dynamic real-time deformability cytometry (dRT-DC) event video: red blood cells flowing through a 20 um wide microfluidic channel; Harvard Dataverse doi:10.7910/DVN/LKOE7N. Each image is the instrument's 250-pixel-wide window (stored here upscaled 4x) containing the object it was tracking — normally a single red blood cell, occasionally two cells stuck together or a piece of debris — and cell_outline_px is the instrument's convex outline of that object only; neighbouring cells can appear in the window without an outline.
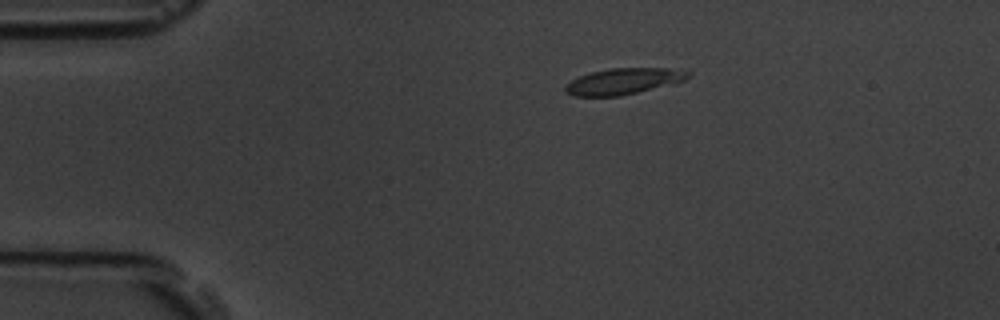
{"species": "common noctule bat (a hibernating species)", "species_latin": "Nyctalus noctula", "temperature_condition": "room temperature", "stored_images_in_passage": 3, "camera_frame_rate_fps": 3000, "um_per_image_px": 0.085, "animal": {"sex": "male", "body_mass_g": 19.5, "forearm_length_mm": 54.6}, "frame": {"image": 1, "passage_image": 1, "time_ms": 0.0, "image_size_px": [1000, 320], "cell_outline_px": [[692, 72], [684, 80], [676, 84], [620, 96], [572, 96], [564, 92], [564, 88], [572, 80], [580, 76], [592, 72], [608, 68], [688, 68]], "centroid_in_image_um": [53.09, 6.9], "position_along_channel_um": 31.9, "area_um2": 19.07}}
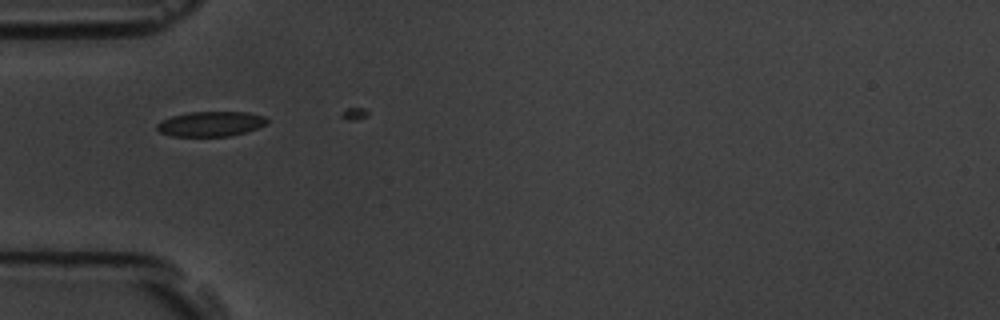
{"frame": {"image": 2, "passage_image": 3, "time_ms": 2.333, "image_size_px": [1000, 320], "cell_outline_px": [[268, 124], [244, 132], [228, 136], [172, 136], [160, 132], [156, 128], [156, 124], [160, 120], [172, 116], [188, 112], [248, 112], [264, 116], [268, 120]], "centroid_in_image_um": [17.89, 10.52], "position_along_channel_um": 67.1, "area_um2": 16.01}}